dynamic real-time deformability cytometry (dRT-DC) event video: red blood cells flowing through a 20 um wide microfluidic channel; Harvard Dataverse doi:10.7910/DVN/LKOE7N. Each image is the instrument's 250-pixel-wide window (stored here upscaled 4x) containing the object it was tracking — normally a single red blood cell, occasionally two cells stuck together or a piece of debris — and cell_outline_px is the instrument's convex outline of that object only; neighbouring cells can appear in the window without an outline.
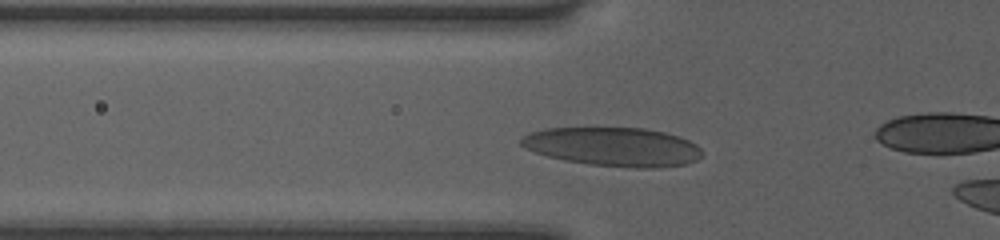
{"species": "human", "species_latin": "Homo sapiens", "temperature_condition": "room temperature", "stored_images_in_passage": 35, "camera_frame_rate_fps": 3000, "um_per_image_px": 0.085, "donor": {"sex": "female"}, "frame": {"image": 1, "passage_image": 11, "time_ms": 3.333, "image_size_px": [1000, 240], "cell_outline_px": [[704, 156], [688, 164], [660, 168], [636, 168], [588, 164], [564, 160], [548, 156], [524, 148], [520, 144], [520, 140], [528, 132], [544, 128], [644, 128], [664, 132], [680, 136], [696, 144], [704, 152]], "centroid_in_image_um": [52.16, 12.48], "position_along_channel_um": 73.6, "area_um2": 41.33}}
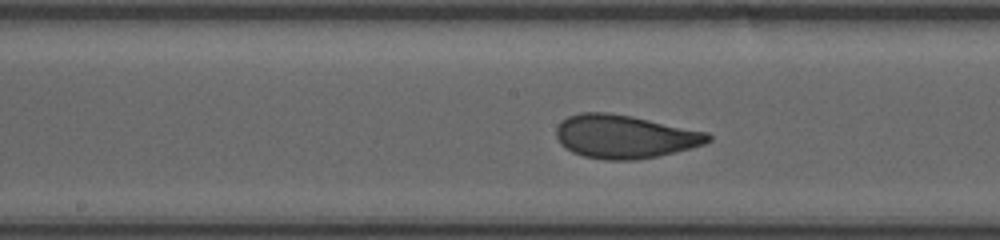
{"frame": {"image": 2, "passage_image": 20, "time_ms": 6.333, "image_size_px": [1000, 240], "cell_outline_px": [[712, 140], [704, 144], [692, 148], [676, 152], [636, 160], [604, 160], [584, 156], [572, 152], [564, 148], [560, 144], [556, 136], [556, 128], [560, 120], [568, 116], [580, 112], [608, 112], [632, 116], [708, 132], [712, 136]], "centroid_in_image_um": [53.08, 11.6], "position_along_channel_um": 195.1, "area_um2": 38.73}}
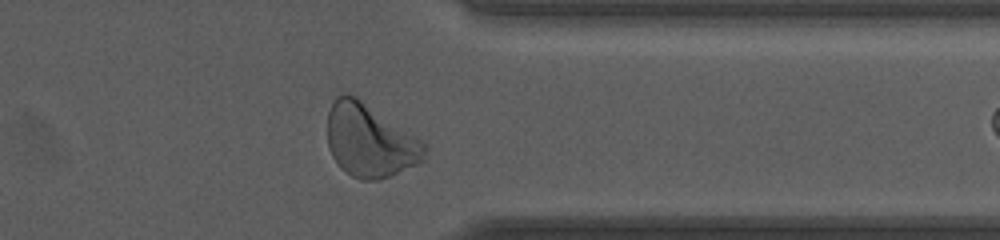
{"frame": {"image": 3, "passage_image": 34, "time_ms": 11.0, "image_size_px": [1000, 240], "cell_outline_px": [[424, 160], [420, 164], [380, 180], [360, 180], [352, 176], [340, 168], [332, 156], [328, 148], [328, 112], [332, 100], [340, 92], [348, 92], [356, 96], [420, 140], [424, 144]], "centroid_in_image_um": [31.38, 11.95], "position_along_channel_um": 380.0, "area_um2": 41.33}}